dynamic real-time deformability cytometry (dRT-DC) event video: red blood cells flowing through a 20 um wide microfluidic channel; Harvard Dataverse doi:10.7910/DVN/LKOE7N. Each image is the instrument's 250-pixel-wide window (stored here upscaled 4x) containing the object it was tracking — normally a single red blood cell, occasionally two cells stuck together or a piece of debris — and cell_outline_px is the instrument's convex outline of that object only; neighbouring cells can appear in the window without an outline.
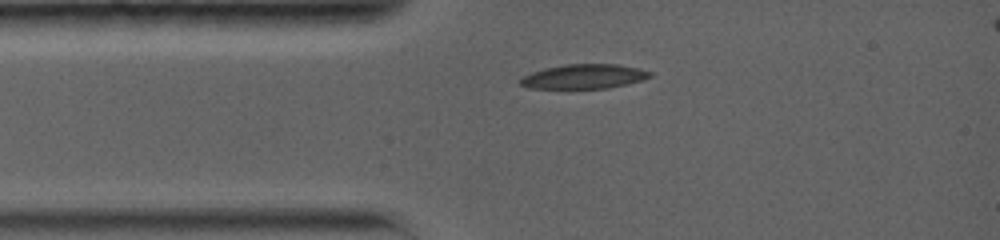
{"species": "common noctule bat (a hibernating species)", "species_latin": "Nyctalus noctula", "temperature_condition": "warm", "stored_images_in_passage": 21, "camera_frame_rate_fps": 5000, "um_per_image_px": 0.085, "animal": {"sex": "female", "body_mass_g": 19.0, "forearm_length_mm": 56.7}, "frame": {"image": 1, "passage_image": 1, "time_ms": 0.0, "image_size_px": [1000, 240], "cell_outline_px": [[652, 76], [644, 80], [628, 84], [608, 88], [528, 88], [520, 84], [520, 80], [524, 76], [532, 72], [564, 64], [620, 64], [640, 68], [652, 72]], "centroid_in_image_um": [49.72, 6.5], "position_along_channel_um": 35.3, "area_um2": 18.5}}
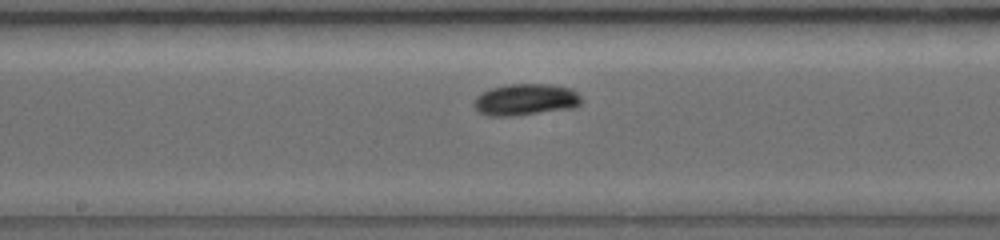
{"frame": {"image": 2, "passage_image": 9, "time_ms": 4.6, "image_size_px": [1000, 240], "cell_outline_px": [[580, 104], [572, 108], [512, 116], [488, 116], [476, 112], [472, 104], [476, 96], [492, 88], [504, 84], [552, 84], [572, 88], [580, 96]], "centroid_in_image_um": [44.63, 8.47], "position_along_channel_um": 203.6, "area_um2": 19.94}}
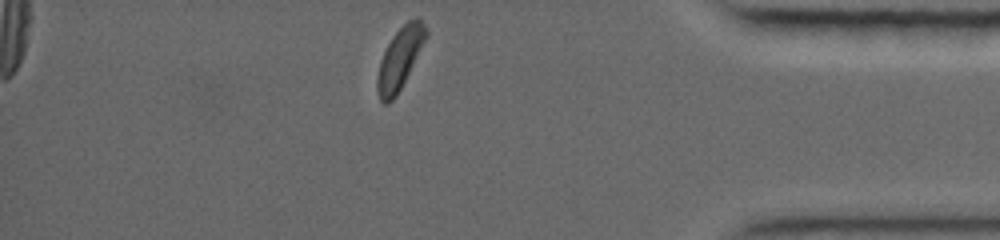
{"frame": {"image": 3, "passage_image": 21, "time_ms": 10.6, "image_size_px": [1000, 240], "cell_outline_px": [[428, 36], [396, 96], [388, 104], [384, 104], [380, 100], [376, 88], [376, 76], [380, 60], [392, 36], [408, 20], [416, 16], [420, 16], [428, 32]], "centroid_in_image_um": [33.98, 4.95], "position_along_channel_um": 401.2, "area_um2": 17.46}, "authors_computed_cell_mechanics": {"area_um2": 18.0336, "velocity_mm_per_s": 3.8139, "shape_relaxation_time_tau1_ms": 1.7662, "shape_relaxation_time_tau2_ms": null, "deformation_change_tau1": 0.1099, "deformation_change_tau2": null}}